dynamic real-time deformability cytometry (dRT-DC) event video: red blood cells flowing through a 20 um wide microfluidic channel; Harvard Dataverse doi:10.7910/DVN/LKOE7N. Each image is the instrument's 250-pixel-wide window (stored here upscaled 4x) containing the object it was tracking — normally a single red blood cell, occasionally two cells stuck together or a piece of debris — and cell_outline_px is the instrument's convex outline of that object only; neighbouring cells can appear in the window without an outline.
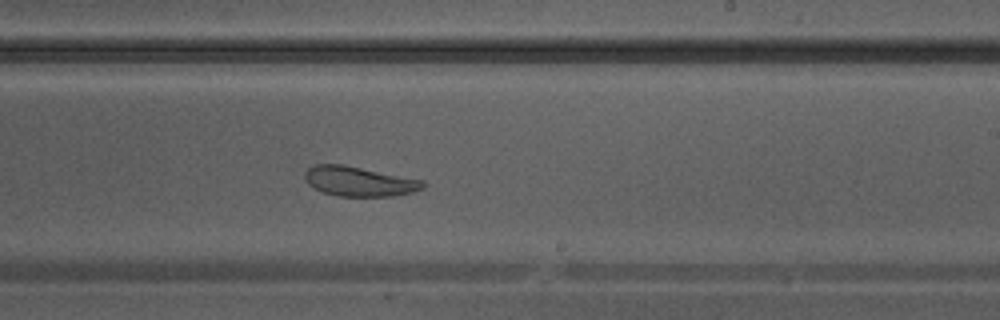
{"species": "Egyptian fruit bat (a non-hibernating species)", "species_latin": "Rousettus aegyptiacus", "temperature_condition": "warm", "stored_images_in_passage": 27, "camera_frame_rate_fps": 3000, "um_per_image_px": 0.085, "animal": {"sex": "male"}, "frame": {"image": 1, "passage_image": 12, "time_ms": 3.667, "image_size_px": [1000, 320], "cell_outline_px": [[428, 184], [424, 188], [412, 192], [392, 196], [336, 196], [312, 188], [304, 180], [304, 172], [308, 168], [316, 164], [344, 164], [424, 180]], "centroid_in_image_um": [30.52, 15.41], "position_along_channel_um": 258.5, "area_um2": 20.75}}
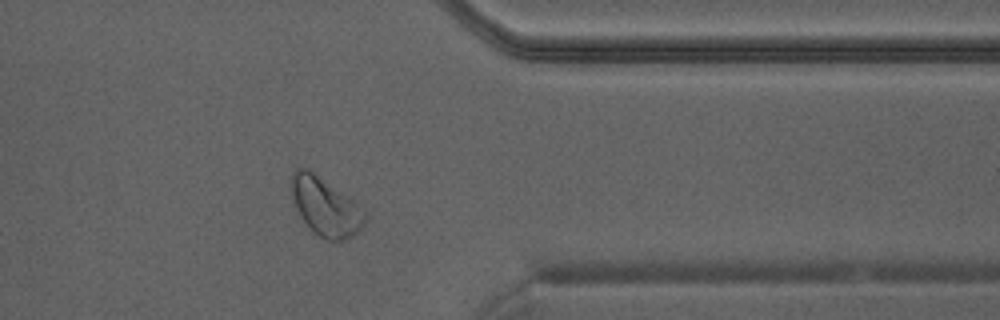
{"frame": {"image": 2, "passage_image": 20, "time_ms": 6.333, "image_size_px": [1000, 320], "cell_outline_px": [[368, 216], [364, 224], [348, 240], [324, 240], [312, 232], [300, 216], [292, 200], [292, 172], [300, 168], [304, 168], [312, 172], [356, 200], [368, 212]], "centroid_in_image_um": [27.71, 17.6], "position_along_channel_um": 383.7, "area_um2": 25.2}}